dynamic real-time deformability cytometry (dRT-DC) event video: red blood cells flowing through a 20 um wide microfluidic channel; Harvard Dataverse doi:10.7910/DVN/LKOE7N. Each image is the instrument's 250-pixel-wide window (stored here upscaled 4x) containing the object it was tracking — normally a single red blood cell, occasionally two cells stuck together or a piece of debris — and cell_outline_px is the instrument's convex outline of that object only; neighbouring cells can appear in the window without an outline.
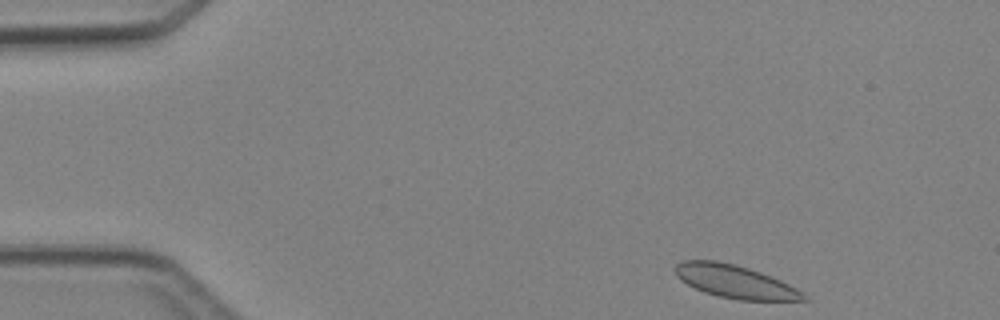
{"species": "Egyptian fruit bat (a non-hibernating species)", "species_latin": "Rousettus aegyptiacus", "temperature_condition": "cold", "stored_images_in_passage": 5, "camera_frame_rate_fps": 3000, "um_per_image_px": 0.085, "animal": {"sex": "female"}, "frame": {"image": 1, "passage_image": 1, "time_ms": 0.0, "image_size_px": [1000, 320], "cell_outline_px": [[808, 300], [740, 300], [720, 296], [704, 292], [680, 280], [676, 276], [676, 264], [684, 260], [716, 260], [748, 268], [760, 272], [780, 280], [804, 292]], "centroid_in_image_um": [62.48, 23.93], "position_along_channel_um": 22.5, "area_um2": 24.33}}
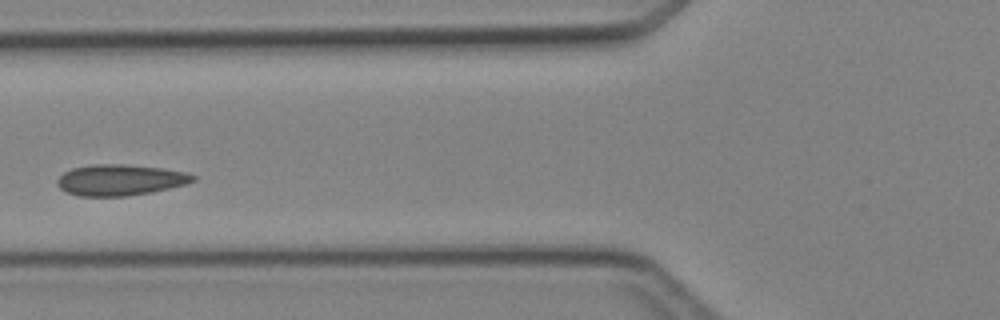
{"frame": {"image": 2, "passage_image": 4, "time_ms": 4.333, "image_size_px": [1000, 320], "cell_outline_px": [[196, 180], [184, 184], [152, 192], [124, 196], [80, 196], [64, 192], [56, 184], [56, 180], [64, 172], [72, 168], [92, 164], [124, 164], [164, 168], [188, 172], [196, 176]], "centroid_in_image_um": [10.2, 15.29], "position_along_channel_um": 115.6, "area_um2": 24.68}}
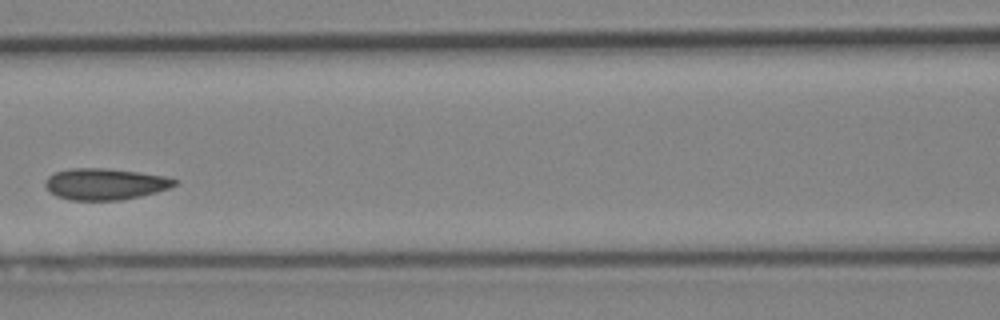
{"frame": {"image": 3, "passage_image": 5, "time_ms": 5.333, "image_size_px": [1000, 320], "cell_outline_px": [[180, 180], [176, 184], [168, 188], [156, 192], [140, 196], [120, 200], [68, 200], [56, 196], [44, 184], [48, 176], [56, 172], [72, 168], [104, 168], [140, 172], [164, 176]], "centroid_in_image_um": [8.94, 15.64], "position_along_channel_um": 157.7, "area_um2": 23.58}}